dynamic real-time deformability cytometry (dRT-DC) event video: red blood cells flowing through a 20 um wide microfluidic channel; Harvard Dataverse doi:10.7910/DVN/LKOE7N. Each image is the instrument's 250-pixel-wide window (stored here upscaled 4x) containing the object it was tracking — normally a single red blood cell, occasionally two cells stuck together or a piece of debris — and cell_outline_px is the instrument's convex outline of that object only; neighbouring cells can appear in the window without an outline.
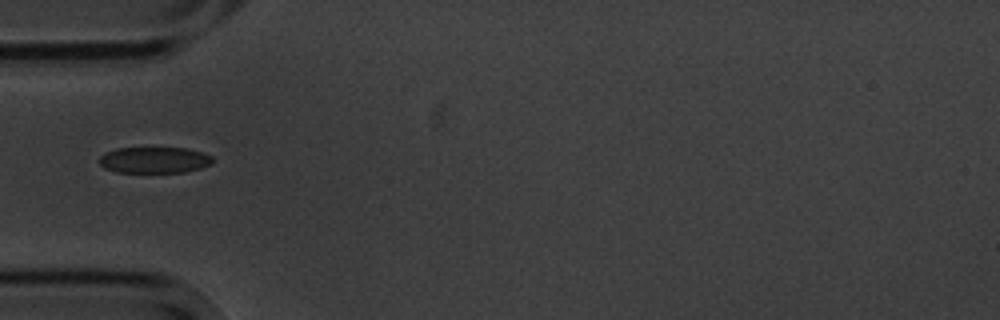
{"species": "common noctule bat (a hibernating species)", "species_latin": "Nyctalus noctula", "temperature_condition": "cold", "stored_images_in_passage": 15, "camera_frame_rate_fps": 3000, "um_per_image_px": 0.085, "animal": {"sex": "male", "body_mass_g": 20.1, "forearm_length_mm": 53.5}, "frame": {"image": 1, "passage_image": 5, "time_ms": 5.667, "image_size_px": [1000, 320], "cell_outline_px": [[212, 164], [200, 168], [184, 172], [116, 172], [104, 168], [100, 164], [100, 156], [104, 152], [116, 148], [188, 148], [212, 156]], "centroid_in_image_um": [13.1, 13.6], "position_along_channel_um": 71.9, "area_um2": 17.28}}
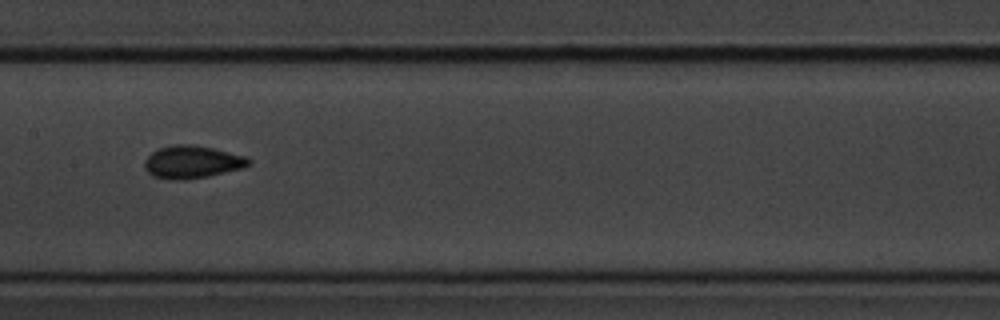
{"frame": {"image": 2, "passage_image": 8, "time_ms": 9.0, "image_size_px": [1000, 320], "cell_outline_px": [[252, 164], [244, 168], [208, 176], [184, 180], [176, 180], [152, 176], [144, 168], [144, 160], [152, 152], [160, 148], [172, 144], [192, 144], [212, 148], [248, 156], [252, 160]], "centroid_in_image_um": [16.37, 13.76], "position_along_channel_um": 191.0, "area_um2": 20.06}}
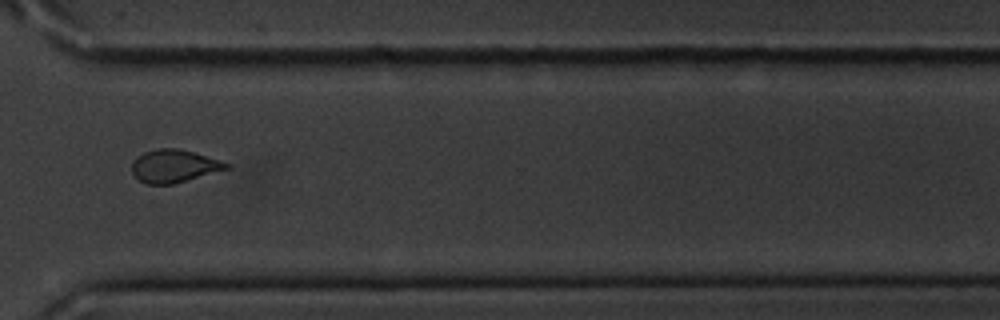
{"frame": {"image": 3, "passage_image": 12, "time_ms": 13.667, "image_size_px": [1000, 320], "cell_outline_px": [[232, 164], [228, 168], [172, 184], [144, 184], [132, 172], [132, 164], [144, 152], [160, 148], [176, 148], [192, 152]], "centroid_in_image_um": [14.78, 14.12], "position_along_channel_um": 355.8, "area_um2": 17.51}, "authors_computed_cell_mechanics": {"area_um2": 19.074, "velocity_mm_per_s": 3.548, "shape_relaxation_time_tau1_ms": 2.7105, "shape_relaxation_time_tau2_ms": 1.8147, "deformation_change_tau1": 0.1178, "deformation_change_tau2": 0.0784}}